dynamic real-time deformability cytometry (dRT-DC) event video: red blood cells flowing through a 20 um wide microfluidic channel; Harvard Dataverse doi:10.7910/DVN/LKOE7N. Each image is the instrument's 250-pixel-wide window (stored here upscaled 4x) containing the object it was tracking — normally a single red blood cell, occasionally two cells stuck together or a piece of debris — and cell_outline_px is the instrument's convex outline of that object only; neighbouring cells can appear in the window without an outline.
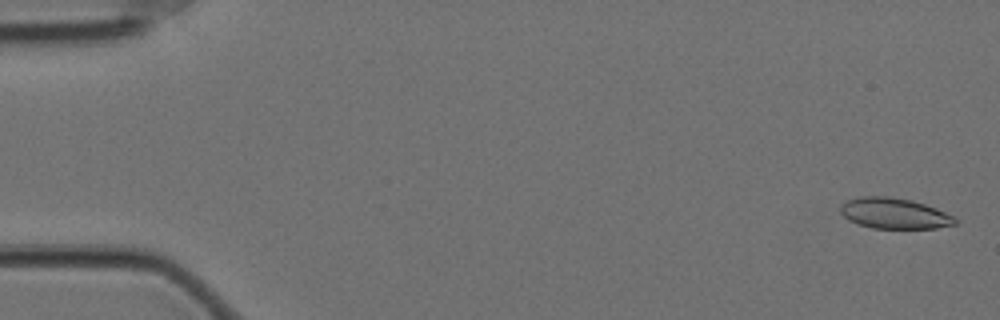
{"species": "Egyptian fruit bat (a non-hibernating species)", "species_latin": "Rousettus aegyptiacus", "temperature_condition": "cold", "stored_images_in_passage": 58, "camera_frame_rate_fps": 3000, "um_per_image_px": 0.085, "animal": {"sex": "female"}, "frame": {"image": 1, "passage_image": 2, "time_ms": 0.333, "image_size_px": [1000, 320], "cell_outline_px": [[960, 220], [956, 224], [936, 228], [872, 228], [848, 220], [840, 212], [840, 204], [848, 200], [860, 196], [888, 196], [912, 200], [936, 208], [956, 216]], "centroid_in_image_um": [76.05, 18.13], "position_along_channel_um": 8.9, "area_um2": 20.69}}
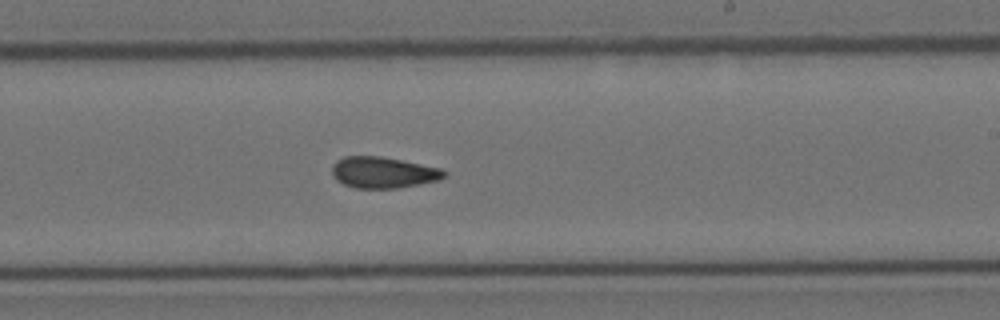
{"frame": {"image": 2, "passage_image": 35, "time_ms": 11.333, "image_size_px": [1000, 320], "cell_outline_px": [[448, 176], [440, 180], [396, 188], [356, 188], [344, 184], [336, 180], [332, 176], [332, 164], [336, 160], [344, 156], [380, 156], [440, 168], [448, 172]], "centroid_in_image_um": [32.56, 14.66], "position_along_channel_um": 256.4, "area_um2": 20.46}}
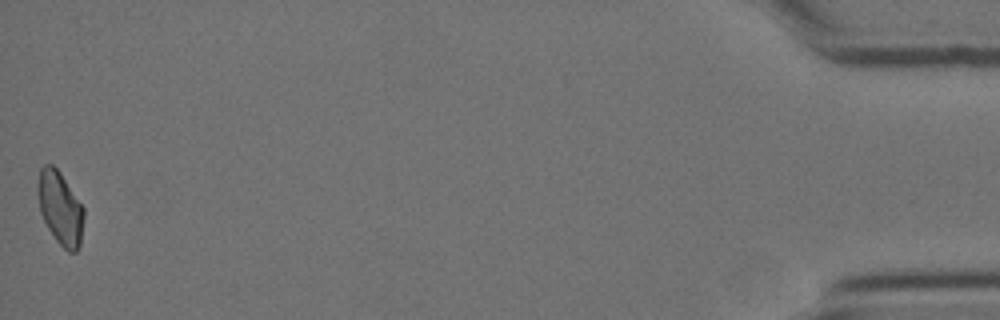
{"frame": {"image": 3, "passage_image": 58, "time_ms": 19.0, "image_size_px": [1000, 320], "cell_outline_px": [[84, 216], [80, 244], [76, 252], [68, 252], [56, 240], [48, 228], [40, 212], [36, 192], [36, 188], [40, 168], [44, 164], [52, 164], [60, 172], [84, 208]], "centroid_in_image_um": [5.09, 17.67], "position_along_channel_um": 430.1, "area_um2": 19.71}, "authors_computed_cell_mechanics": {"area_um2": 20.6635, "velocity_mm_per_s": 3.5095, "shape_relaxation_time_tau1_ms": null, "shape_relaxation_time_tau2_ms": 4.2298, "deformation_change_tau1": null, "deformation_change_tau2": 0.0903}}